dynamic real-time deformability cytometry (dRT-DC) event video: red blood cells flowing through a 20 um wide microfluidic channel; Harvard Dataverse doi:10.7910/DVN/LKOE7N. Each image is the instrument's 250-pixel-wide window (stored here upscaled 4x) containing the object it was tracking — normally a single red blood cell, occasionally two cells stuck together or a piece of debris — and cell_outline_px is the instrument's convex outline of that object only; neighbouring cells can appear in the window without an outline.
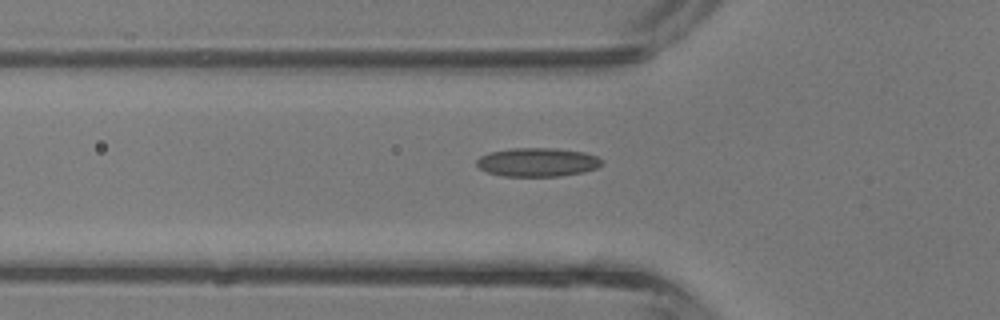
{"species": "common noctule bat (a hibernating species)", "species_latin": "Nyctalus noctula", "temperature_condition": "room temperature", "stored_images_in_passage": 36, "camera_frame_rate_fps": 3000, "um_per_image_px": 0.085, "animal": {"sex": "male", "body_mass_g": 13.3}, "frame": {"image": 1, "passage_image": 13, "time_ms": 4.0, "image_size_px": [1000, 320], "cell_outline_px": [[604, 160], [596, 168], [580, 172], [560, 176], [504, 176], [488, 172], [480, 168], [476, 164], [476, 160], [480, 156], [488, 152], [508, 148], [556, 148], [584, 152], [596, 156]], "centroid_in_image_um": [45.65, 13.77], "position_along_channel_um": 80.2, "area_um2": 20.92}}
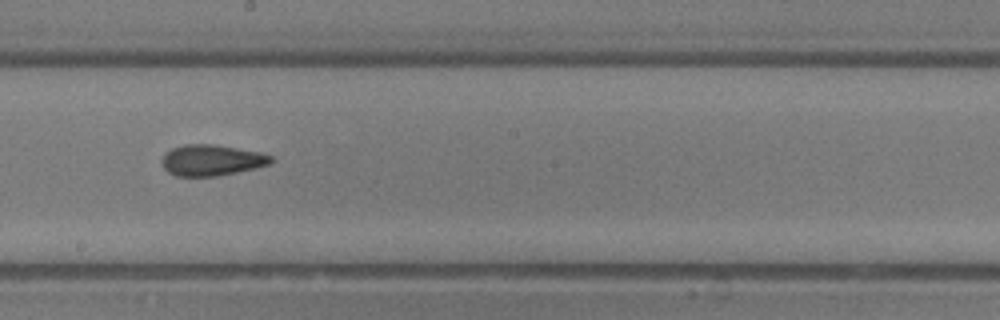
{"frame": {"image": 2, "passage_image": 22, "time_ms": 7.0, "image_size_px": [1000, 320], "cell_outline_px": [[272, 160], [268, 164], [256, 168], [216, 176], [176, 176], [168, 172], [164, 168], [160, 160], [164, 152], [172, 148], [184, 144], [212, 144], [260, 152], [272, 156]], "centroid_in_image_um": [17.93, 13.61], "position_along_channel_um": 230.3, "area_um2": 19.71}}
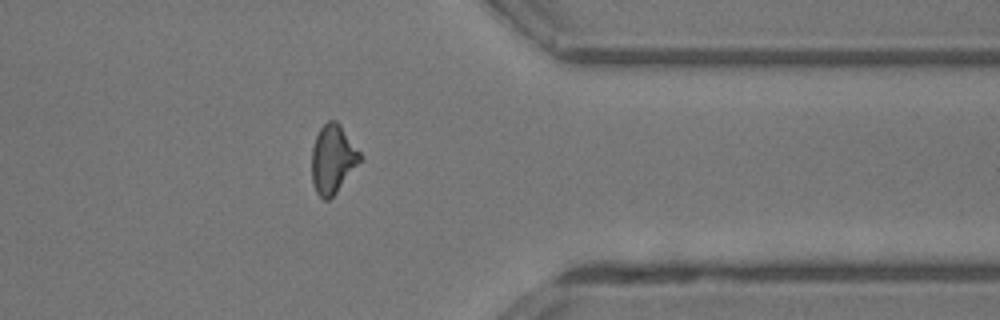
{"frame": {"image": 3, "passage_image": 32, "time_ms": 10.333, "image_size_px": [1000, 320], "cell_outline_px": [[364, 156], [336, 192], [328, 200], [324, 200], [316, 192], [312, 180], [312, 148], [316, 136], [320, 128], [328, 120], [336, 120], [340, 124]], "centroid_in_image_um": [28.29, 13.49], "position_along_channel_um": 383.1, "area_um2": 19.19}, "authors_computed_cell_mechanics": {"area_um2": 19.5364, "velocity_mm_per_s": 4.9766, "shape_relaxation_time_tau1_ms": null, "shape_relaxation_time_tau2_ms": 2.2517, "deformation_change_tau1": null, "deformation_change_tau2": 0.104}}